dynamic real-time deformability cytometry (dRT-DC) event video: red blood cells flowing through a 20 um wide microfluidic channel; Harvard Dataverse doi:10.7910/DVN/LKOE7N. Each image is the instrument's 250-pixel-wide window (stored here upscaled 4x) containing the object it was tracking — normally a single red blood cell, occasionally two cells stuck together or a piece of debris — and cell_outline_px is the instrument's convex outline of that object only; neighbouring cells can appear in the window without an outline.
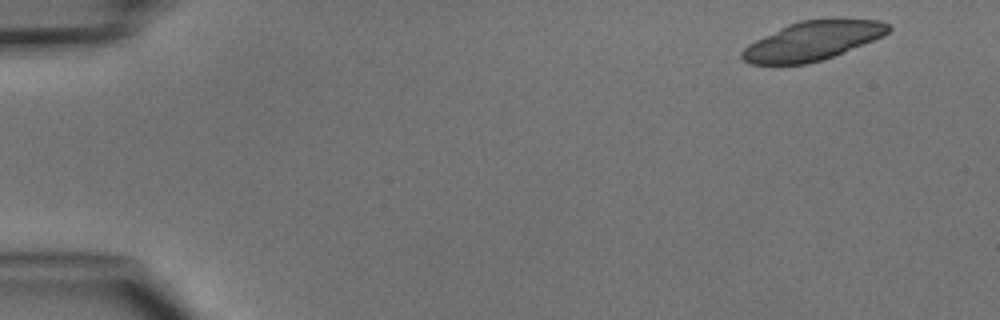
{"species": "common noctule bat (a hibernating species)", "species_latin": "Nyctalus noctula", "temperature_condition": "cold", "stored_images_in_passage": 4, "camera_frame_rate_fps": 3000, "um_per_image_px": 0.085, "animal": {"sex": "male", "body_mass_g": 15.6}, "frame": {"image": 1, "passage_image": 1, "time_ms": 0.0, "image_size_px": [1000, 320], "cell_outline_px": [[892, 28], [884, 36], [832, 56], [820, 60], [804, 64], [752, 64], [744, 60], [740, 56], [740, 52], [748, 44], [788, 24], [800, 20], [880, 20], [888, 24]], "centroid_in_image_um": [69.04, 3.48], "position_along_channel_um": 16.0, "area_um2": 32.54}}